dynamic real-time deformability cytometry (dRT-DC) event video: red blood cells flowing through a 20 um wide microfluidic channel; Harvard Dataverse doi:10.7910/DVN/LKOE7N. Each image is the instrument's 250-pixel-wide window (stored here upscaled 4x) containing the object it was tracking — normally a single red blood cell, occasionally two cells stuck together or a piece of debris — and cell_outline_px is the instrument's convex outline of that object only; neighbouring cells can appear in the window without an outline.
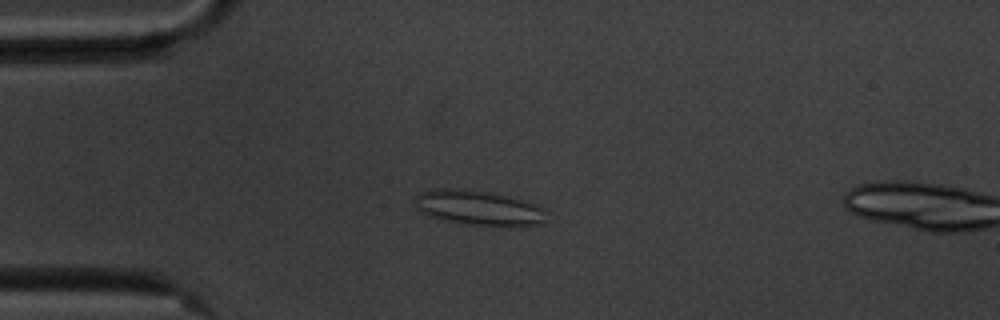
{"species": "common noctule bat (a hibernating species)", "species_latin": "Nyctalus noctula", "temperature_condition": "cold", "stored_images_in_passage": 16, "camera_frame_rate_fps": 3000, "um_per_image_px": 0.085, "animal": {"sex": "male", "body_mass_g": 20.1, "forearm_length_mm": 53.5}, "frame": {"image": 1, "passage_image": 14, "time_ms": 4.333, "image_size_px": [1000, 320], "cell_outline_px": [[544, 224], [468, 224], [428, 216], [420, 212], [416, 208], [416, 196], [420, 192], [432, 188], [444, 188], [492, 192], [520, 200], [544, 208]], "centroid_in_image_um": [40.58, 17.63], "position_along_channel_um": 44.4, "area_um2": 25.72}}